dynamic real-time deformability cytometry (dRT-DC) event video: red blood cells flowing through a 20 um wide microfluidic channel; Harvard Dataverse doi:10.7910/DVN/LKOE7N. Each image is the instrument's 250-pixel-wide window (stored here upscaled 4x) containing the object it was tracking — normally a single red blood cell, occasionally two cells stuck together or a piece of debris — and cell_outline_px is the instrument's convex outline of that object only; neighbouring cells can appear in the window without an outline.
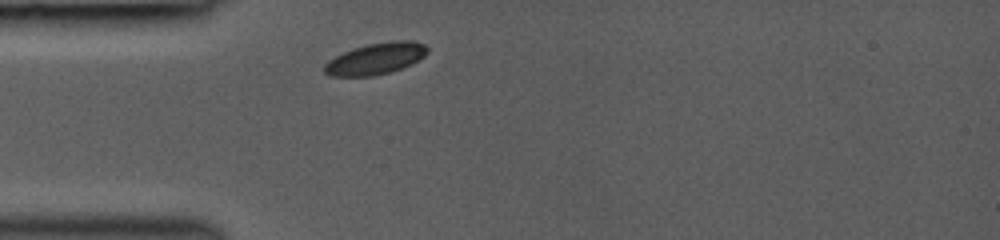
{"species": "common noctule bat (a hibernating species)", "species_latin": "Nyctalus noctula", "temperature_condition": "room temperature", "stored_images_in_passage": 1, "camera_frame_rate_fps": 3000, "um_per_image_px": 0.085, "animal": {"sex": "female", "body_mass_g": 19.0, "forearm_length_mm": 53.3}, "frame": {"image": 1, "passage_image": 1, "time_ms": 0.0, "image_size_px": [1000, 240], "cell_outline_px": [[428, 52], [424, 56], [412, 64], [388, 72], [372, 76], [328, 76], [324, 72], [324, 64], [328, 60], [352, 48], [368, 44], [392, 40], [412, 40], [424, 44], [428, 48]], "centroid_in_image_um": [31.93, 4.97], "position_along_channel_um": 53.1, "area_um2": 18.9}}